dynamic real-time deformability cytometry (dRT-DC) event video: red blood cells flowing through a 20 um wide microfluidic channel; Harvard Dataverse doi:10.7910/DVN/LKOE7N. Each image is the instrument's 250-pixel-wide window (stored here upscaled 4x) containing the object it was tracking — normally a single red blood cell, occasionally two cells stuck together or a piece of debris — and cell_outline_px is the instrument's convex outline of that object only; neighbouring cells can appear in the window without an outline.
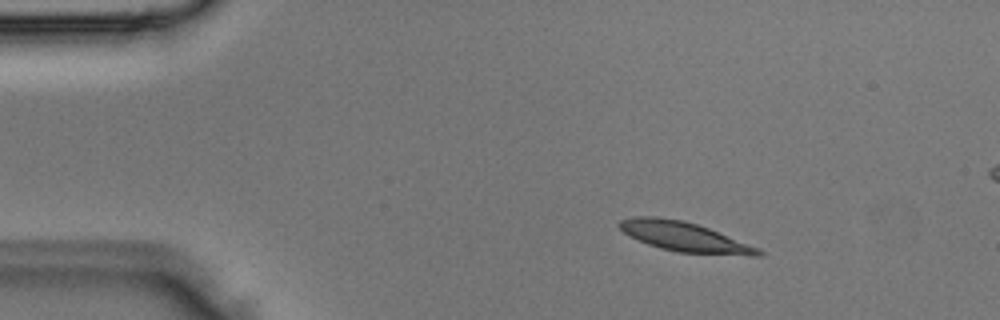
{"species": "Egyptian fruit bat (a non-hibernating species)", "species_latin": "Rousettus aegyptiacus", "temperature_condition": "room temperature", "stored_images_in_passage": 2, "camera_frame_rate_fps": 3000, "um_per_image_px": 0.085, "animal": {"sex": "male"}, "frame": {"image": 1, "passage_image": 1, "time_ms": 0.0, "image_size_px": [1000, 320], "cell_outline_px": [[764, 256], [752, 256], [680, 252], [660, 248], [648, 244], [624, 232], [616, 224], [620, 220], [640, 216], [652, 216], [680, 220], [696, 224], [708, 228], [760, 248], [764, 252]], "centroid_in_image_um": [58.23, 20.14], "position_along_channel_um": 26.8, "area_um2": 23.58}}